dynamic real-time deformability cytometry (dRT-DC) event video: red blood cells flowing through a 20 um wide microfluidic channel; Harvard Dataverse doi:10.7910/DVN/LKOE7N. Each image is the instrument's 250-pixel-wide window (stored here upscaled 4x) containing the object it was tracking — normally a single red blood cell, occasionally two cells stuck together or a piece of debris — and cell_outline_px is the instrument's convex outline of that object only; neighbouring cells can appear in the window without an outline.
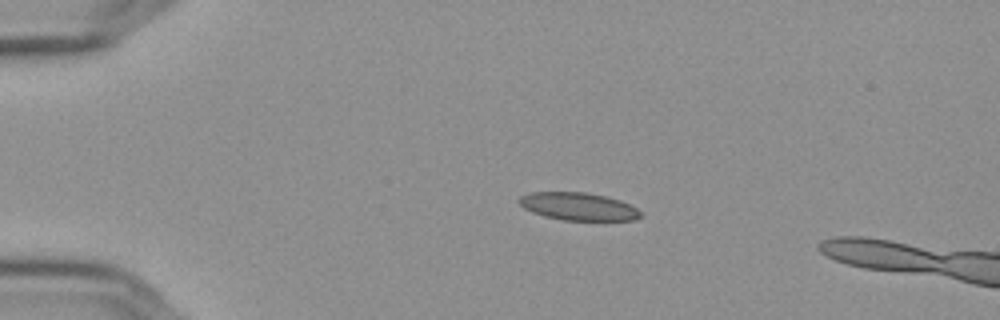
{"species": "Egyptian fruit bat (a non-hibernating species)", "species_latin": "Rousettus aegyptiacus", "temperature_condition": "cold", "stored_images_in_passage": 43, "camera_frame_rate_fps": 3000, "um_per_image_px": 0.085, "frame": {"image": 1, "passage_image": 1, "time_ms": 0.0, "image_size_px": [1000, 320], "cell_outline_px": [[644, 216], [636, 220], [560, 220], [544, 216], [532, 212], [524, 208], [516, 200], [520, 196], [528, 192], [584, 192], [604, 196], [620, 200], [636, 208]], "centroid_in_image_um": [49.13, 17.55], "position_along_channel_um": 35.9, "area_um2": 19.71}}
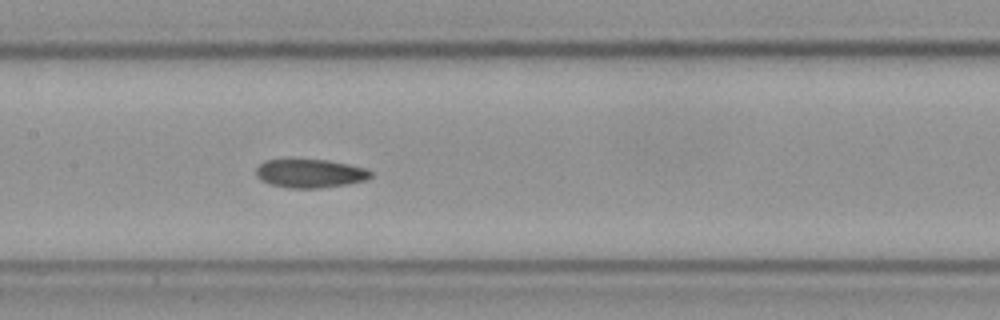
{"frame": {"image": 2, "passage_image": 17, "time_ms": 5.333, "image_size_px": [1000, 320], "cell_outline_px": [[372, 176], [368, 180], [320, 188], [288, 188], [272, 184], [260, 180], [256, 176], [256, 168], [264, 160], [328, 160], [348, 164], [364, 168], [372, 172]], "centroid_in_image_um": [26.35, 14.74], "position_along_channel_um": 181.0, "area_um2": 18.96}}
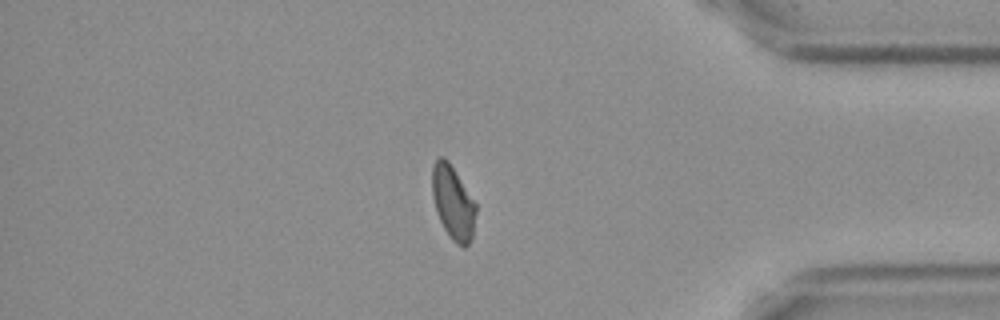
{"frame": {"image": 3, "passage_image": 37, "time_ms": 12.0, "image_size_px": [1000, 320], "cell_outline_px": [[476, 212], [472, 240], [464, 248], [456, 244], [448, 236], [440, 220], [432, 196], [432, 168], [436, 160], [440, 156], [444, 156], [448, 160], [476, 204]], "centroid_in_image_um": [38.51, 17.25], "position_along_channel_um": 396.7, "area_um2": 18.73}}